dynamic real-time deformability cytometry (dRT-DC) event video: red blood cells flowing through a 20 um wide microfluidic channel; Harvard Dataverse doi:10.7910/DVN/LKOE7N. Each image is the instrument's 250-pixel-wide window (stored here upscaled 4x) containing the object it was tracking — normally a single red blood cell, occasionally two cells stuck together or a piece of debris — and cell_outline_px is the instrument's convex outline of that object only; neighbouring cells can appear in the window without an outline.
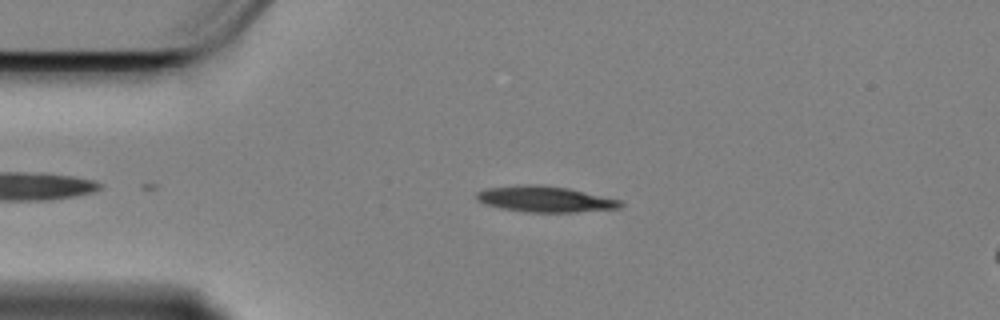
{"species": "Egyptian fruit bat (a non-hibernating species)", "species_latin": "Rousettus aegyptiacus", "temperature_condition": "cold", "stored_images_in_passage": 44, "camera_frame_rate_fps": 3000, "um_per_image_px": 0.085, "animal": {"sex": "female"}, "frame": {"image": 1, "passage_image": 11, "time_ms": 3.333, "image_size_px": [1000, 320], "cell_outline_px": [[624, 204], [620, 208], [572, 212], [528, 212], [504, 208], [484, 204], [476, 200], [476, 192], [488, 188], [516, 184], [540, 184], [568, 188], [624, 200]], "centroid_in_image_um": [46.35, 16.91], "position_along_channel_um": 38.6, "area_um2": 21.91}}
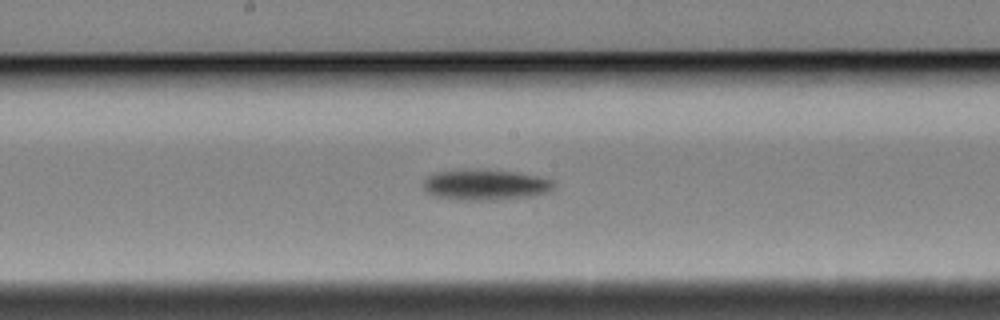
{"frame": {"image": 2, "passage_image": 28, "time_ms": 9.0, "image_size_px": [1000, 320], "cell_outline_px": [[556, 184], [548, 192], [528, 196], [496, 200], [456, 200], [436, 196], [428, 192], [424, 188], [424, 180], [432, 172], [464, 168], [516, 172], [536, 176], [552, 180]], "centroid_in_image_um": [41.21, 15.69], "position_along_channel_um": 207.0, "area_um2": 23.47}}
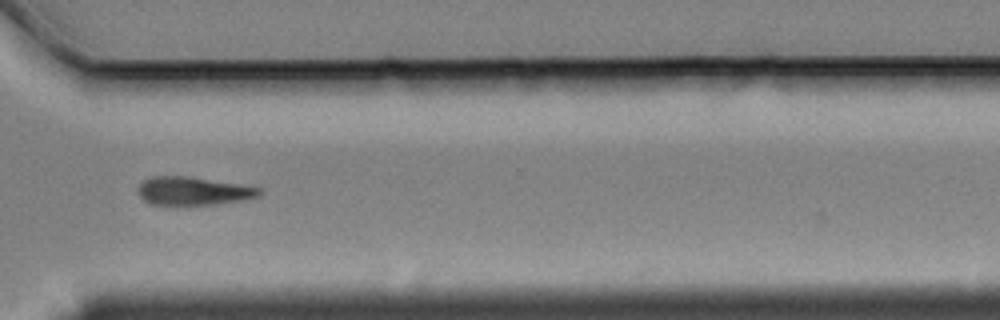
{"frame": {"image": 3, "passage_image": 41, "time_ms": 13.333, "image_size_px": [1000, 320], "cell_outline_px": [[260, 196], [240, 200], [216, 204], [152, 204], [144, 200], [140, 196], [140, 184], [144, 180], [152, 176], [188, 176], [260, 188]], "centroid_in_image_um": [16.41, 16.23], "position_along_channel_um": 354.2, "area_um2": 19.36}, "authors_computed_cell_mechanics": {"area_um2": 21.7328, "velocity_mm_per_s": 3.4016, "shape_relaxation_time_tau1_ms": 1.9659, "shape_relaxation_time_tau2_ms": null, "deformation_change_tau1": 0.1066, "deformation_change_tau2": null}}